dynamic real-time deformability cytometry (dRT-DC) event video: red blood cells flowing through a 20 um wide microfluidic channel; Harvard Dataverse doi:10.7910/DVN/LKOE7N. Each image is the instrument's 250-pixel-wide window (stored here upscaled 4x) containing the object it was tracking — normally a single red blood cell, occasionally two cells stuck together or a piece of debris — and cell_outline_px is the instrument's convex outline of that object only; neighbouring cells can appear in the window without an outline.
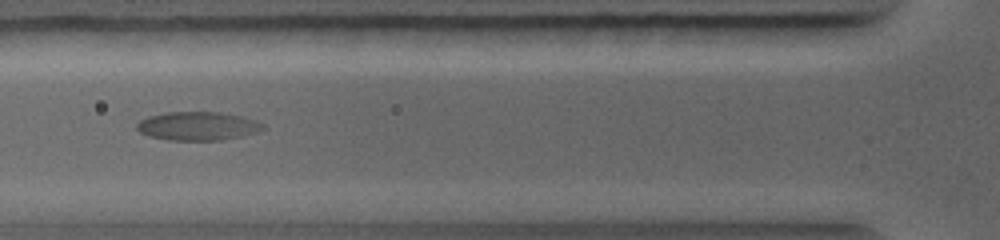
{"species": "common noctule bat (a hibernating species)", "species_latin": "Nyctalus noctula", "temperature_condition": "warm", "stored_images_in_passage": 29, "camera_frame_rate_fps": 5000, "um_per_image_px": 0.085, "animal": {"sex": "female", "body_mass_g": 19.0, "forearm_length_mm": 56.7}, "frame": {"image": 1, "passage_image": 7, "time_ms": 3.4, "image_size_px": [1000, 240], "cell_outline_px": [[264, 128], [256, 132], [244, 136], [220, 140], [168, 140], [152, 136], [140, 132], [136, 128], [136, 124], [140, 120], [148, 116], [168, 112], [220, 112], [240, 116], [264, 124]], "centroid_in_image_um": [16.79, 10.71], "position_along_channel_um": 109.0, "area_um2": 20.81}}
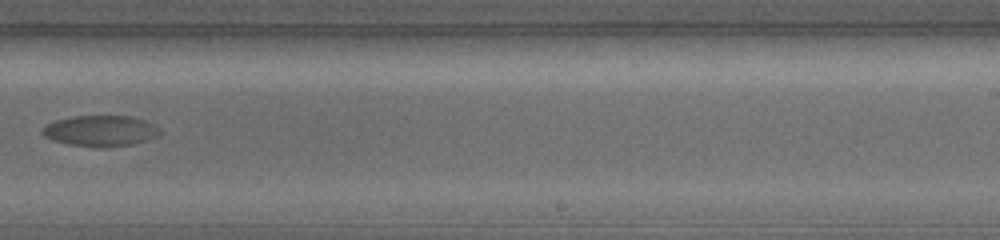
{"frame": {"image": 2, "passage_image": 14, "time_ms": 7.2, "image_size_px": [1000, 240], "cell_outline_px": [[160, 132], [156, 136], [148, 140], [132, 144], [100, 148], [68, 144], [52, 140], [44, 136], [40, 132], [44, 124], [56, 120], [72, 116], [132, 116], [144, 120], [160, 128]], "centroid_in_image_um": [8.5, 11.12], "position_along_channel_um": 280.5, "area_um2": 21.27}}
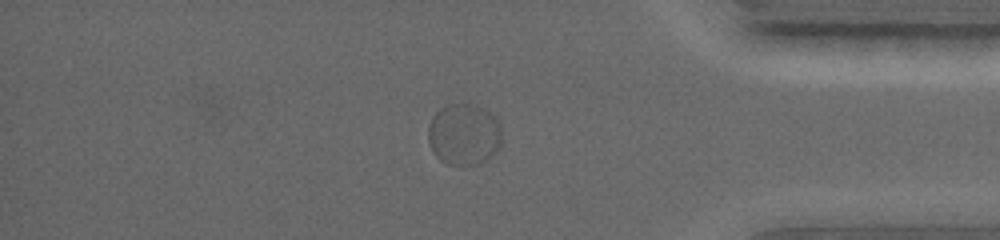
{"frame": {"image": 3, "passage_image": 23, "time_ms": 10.2, "image_size_px": [1000, 240], "cell_outline_px": [[500, 144], [496, 152], [480, 164], [448, 164], [440, 160], [432, 152], [428, 140], [428, 124], [432, 116], [440, 108], [448, 104], [476, 104], [496, 116], [500, 128]], "centroid_in_image_um": [39.41, 11.4], "position_along_channel_um": 395.8, "area_um2": 26.53}}